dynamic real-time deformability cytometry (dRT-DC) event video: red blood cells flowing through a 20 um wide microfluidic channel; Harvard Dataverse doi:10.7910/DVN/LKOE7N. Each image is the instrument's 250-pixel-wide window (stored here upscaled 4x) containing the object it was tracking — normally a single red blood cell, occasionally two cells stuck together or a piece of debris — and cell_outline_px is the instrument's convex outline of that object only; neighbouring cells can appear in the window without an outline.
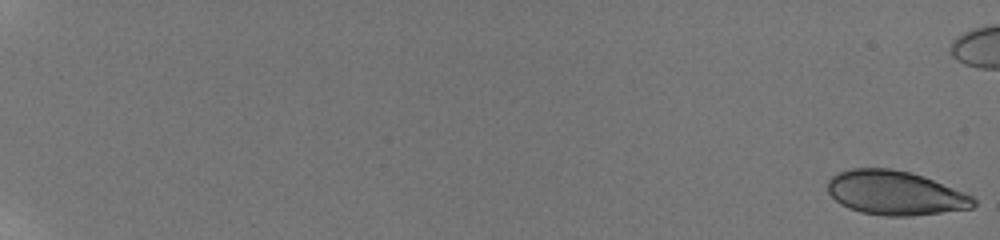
{"species": "human", "species_latin": "Homo sapiens", "temperature_condition": "room temperature", "stored_images_in_passage": 56, "camera_frame_rate_fps": 3000, "um_per_image_px": 0.085, "donor": {"sex": "male"}, "frame": {"image": 1, "passage_image": 1, "time_ms": 0.0, "image_size_px": [1000, 240], "cell_outline_px": [[976, 204], [972, 208], [908, 216], [884, 216], [860, 212], [848, 208], [840, 204], [828, 192], [828, 180], [832, 176], [840, 172], [852, 168], [892, 168], [924, 176], [964, 192], [972, 196], [976, 200]], "centroid_in_image_um": [76.08, 16.4], "position_along_channel_um": 8.9, "area_um2": 37.45}}
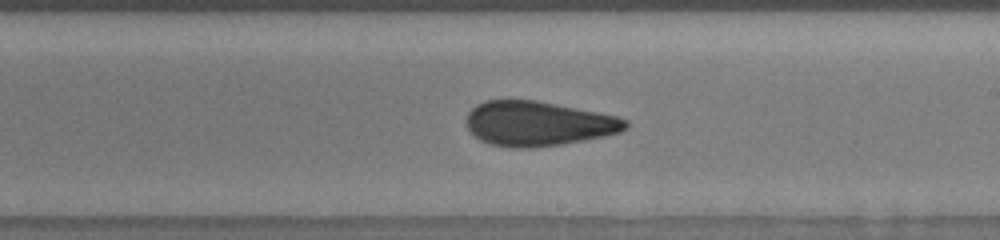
{"frame": {"image": 2, "passage_image": 39, "time_ms": 12.667, "image_size_px": [1000, 240], "cell_outline_px": [[628, 128], [620, 132], [604, 136], [584, 140], [560, 144], [532, 148], [512, 148], [492, 144], [480, 140], [468, 128], [468, 112], [476, 104], [488, 100], [536, 100], [616, 116], [628, 120]], "centroid_in_image_um": [45.75, 10.51], "position_along_channel_um": 243.2, "area_um2": 41.1}}
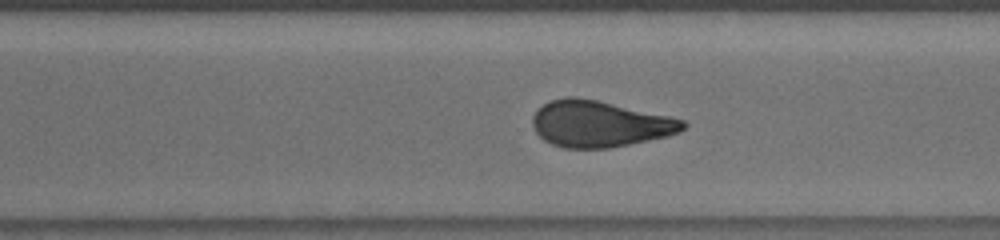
{"frame": {"image": 3, "passage_image": 45, "time_ms": 14.667, "image_size_px": [1000, 240], "cell_outline_px": [[688, 124], [680, 132], [668, 136], [608, 148], [564, 148], [552, 144], [544, 140], [536, 132], [532, 124], [532, 116], [548, 100], [568, 96], [576, 96], [596, 100], [668, 116], [684, 120]], "centroid_in_image_um": [50.94, 10.53], "position_along_channel_um": 319.7, "area_um2": 40.34}}